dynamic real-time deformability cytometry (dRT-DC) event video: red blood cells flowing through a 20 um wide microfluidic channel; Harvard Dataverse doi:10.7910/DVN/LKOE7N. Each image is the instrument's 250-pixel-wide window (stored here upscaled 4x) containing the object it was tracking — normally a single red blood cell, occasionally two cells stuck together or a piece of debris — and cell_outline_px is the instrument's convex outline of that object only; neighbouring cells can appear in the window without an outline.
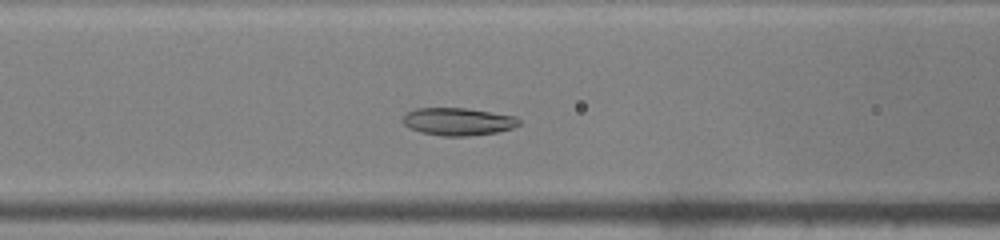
{"species": "common noctule bat (a hibernating species)", "species_latin": "Nyctalus noctula", "temperature_condition": "warm", "stored_images_in_passage": 42, "camera_frame_rate_fps": 3000, "um_per_image_px": 0.085, "animal": {"sex": "male", "body_mass_g": 19.0, "forearm_length_mm": 50.8}, "frame": {"image": 1, "passage_image": 14, "time_ms": 4.333, "image_size_px": [1000, 240], "cell_outline_px": [[520, 124], [512, 128], [496, 132], [468, 136], [444, 136], [420, 132], [404, 124], [404, 116], [408, 112], [416, 108], [464, 108], [516, 116], [520, 120]], "centroid_in_image_um": [38.96, 10.33], "position_along_channel_um": 127.6, "area_um2": 18.44}}
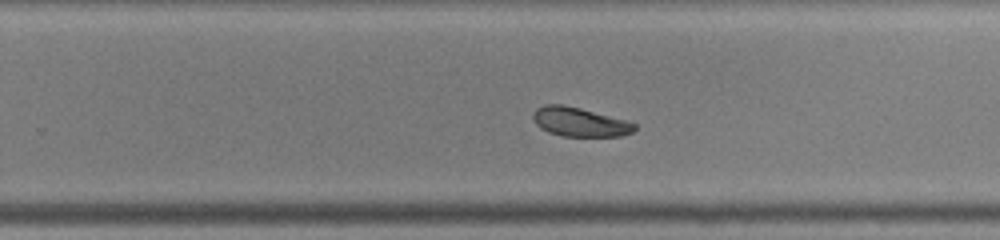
{"frame": {"image": 2, "passage_image": 25, "time_ms": 8.0, "image_size_px": [1000, 240], "cell_outline_px": [[636, 128], [632, 132], [620, 136], [560, 136], [548, 132], [540, 128], [536, 124], [532, 116], [536, 108], [544, 104], [564, 104], [628, 120], [636, 124]], "centroid_in_image_um": [49.26, 10.36], "position_along_channel_um": 280.5, "area_um2": 17.34}}
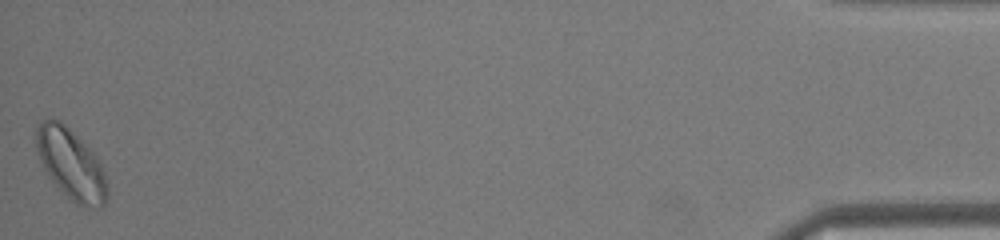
{"frame": {"image": 3, "passage_image": 42, "time_ms": 13.667, "image_size_px": [1000, 240], "cell_outline_px": [[108, 196], [104, 208], [96, 208], [76, 204], [52, 180], [44, 168], [40, 160], [36, 148], [36, 128], [44, 120], [60, 120], [92, 152], [100, 164], [104, 172], [108, 188]], "centroid_in_image_um": [6.06, 13.99], "position_along_channel_um": 429.1, "area_um2": 28.5}, "authors_computed_cell_mechanics": {"area_um2": 19.4497, "velocity_mm_per_s": 4.1797, "shape_relaxation_time_tau1_ms": 2.3669, "shape_relaxation_time_tau2_ms": null, "deformation_change_tau1": 0.1005, "deformation_change_tau2": null}}